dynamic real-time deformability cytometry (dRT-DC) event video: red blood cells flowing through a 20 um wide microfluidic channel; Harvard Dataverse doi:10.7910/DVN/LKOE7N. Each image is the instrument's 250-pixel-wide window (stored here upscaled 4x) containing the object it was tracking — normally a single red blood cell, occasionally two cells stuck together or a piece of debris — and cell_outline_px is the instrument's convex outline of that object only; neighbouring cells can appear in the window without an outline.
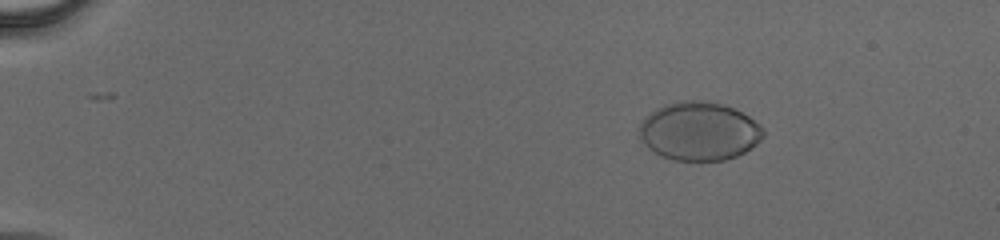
{"species": "human", "species_latin": "Homo sapiens", "temperature_condition": "cold", "stored_images_in_passage": 57, "camera_frame_rate_fps": 3000, "um_per_image_px": 0.085, "donor": {"sex": "male"}, "frame": {"image": 1, "passage_image": 10, "time_ms": 3.0, "image_size_px": [1000, 240], "cell_outline_px": [[764, 136], [756, 144], [744, 152], [736, 156], [724, 160], [672, 160], [660, 156], [648, 148], [644, 144], [640, 136], [640, 124], [656, 108], [664, 104], [680, 100], [704, 100], [724, 104], [748, 116], [760, 124], [764, 128]], "centroid_in_image_um": [59.43, 11.15], "position_along_channel_um": 25.6, "area_um2": 42.25}}
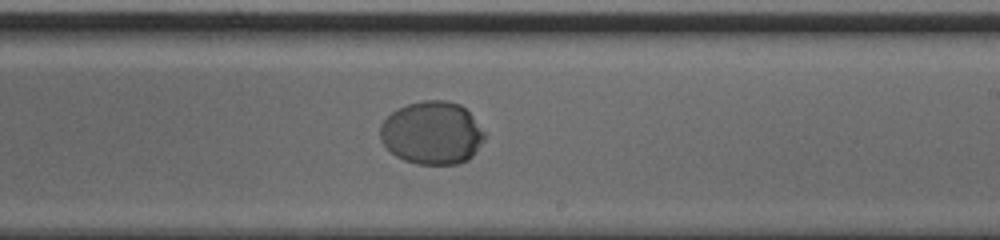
{"frame": {"image": 2, "passage_image": 37, "time_ms": 12.0, "image_size_px": [1000, 240], "cell_outline_px": [[488, 136], [472, 156], [468, 160], [456, 164], [416, 164], [404, 160], [396, 156], [380, 140], [380, 124], [396, 108], [408, 104], [424, 100], [448, 100], [460, 104], [472, 116]], "centroid_in_image_um": [36.73, 11.29], "position_along_channel_um": 252.3, "area_um2": 38.49}}
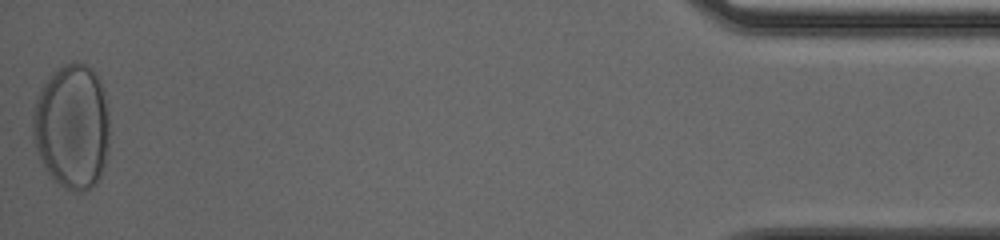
{"frame": {"image": 3, "passage_image": 57, "time_ms": 18.667, "image_size_px": [1000, 240], "cell_outline_px": [[108, 152], [100, 176], [96, 184], [80, 192], [72, 192], [64, 188], [44, 168], [40, 160], [36, 148], [32, 132], [32, 112], [36, 96], [40, 88], [52, 72], [56, 68], [72, 60], [76, 60], [92, 68], [96, 72], [100, 80], [104, 92], [108, 112]], "centroid_in_image_um": [6.11, 10.71], "position_along_channel_um": 429.1, "area_um2": 56.64}}